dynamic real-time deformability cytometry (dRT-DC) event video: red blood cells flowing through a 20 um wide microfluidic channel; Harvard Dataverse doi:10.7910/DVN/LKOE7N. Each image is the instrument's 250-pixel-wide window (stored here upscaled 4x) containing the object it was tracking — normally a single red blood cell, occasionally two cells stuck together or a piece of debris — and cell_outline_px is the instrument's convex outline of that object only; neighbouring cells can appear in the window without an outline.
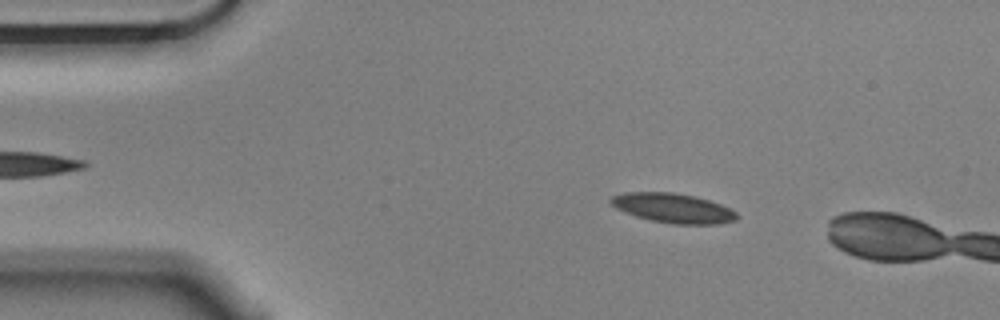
{"species": "Egyptian fruit bat (a non-hibernating species)", "species_latin": "Rousettus aegyptiacus", "temperature_condition": "cold", "stored_images_in_passage": 11, "camera_frame_rate_fps": 3000, "um_per_image_px": 0.085, "animal": {"sex": "male"}, "frame": {"image": 1, "passage_image": 8, "time_ms": 2.333, "image_size_px": [1000, 320], "cell_outline_px": [[740, 216], [736, 220], [716, 224], [672, 224], [652, 220], [636, 216], [624, 212], [608, 204], [608, 200], [612, 196], [624, 192], [672, 192], [696, 196], [720, 204], [736, 212]], "centroid_in_image_um": [57.17, 17.68], "position_along_channel_um": 27.8, "area_um2": 21.79}}